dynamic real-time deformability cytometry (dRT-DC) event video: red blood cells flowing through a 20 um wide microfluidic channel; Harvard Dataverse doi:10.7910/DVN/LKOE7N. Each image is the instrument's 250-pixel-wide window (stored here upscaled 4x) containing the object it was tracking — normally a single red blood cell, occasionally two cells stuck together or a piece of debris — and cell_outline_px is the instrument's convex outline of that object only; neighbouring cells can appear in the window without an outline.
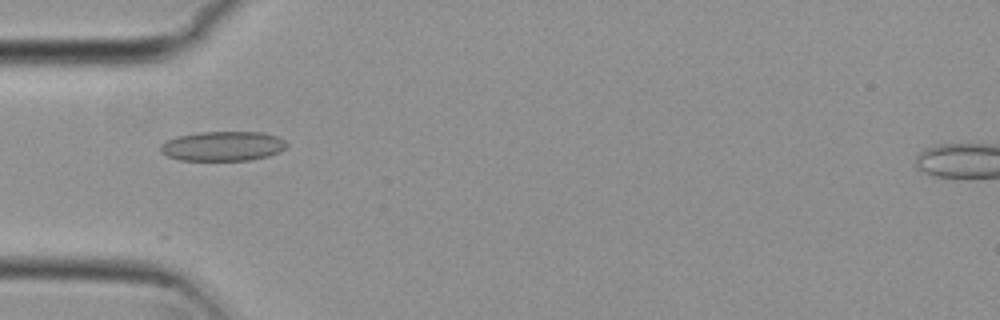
{"species": "common noctule bat (a hibernating species)", "species_latin": "Nyctalus noctula", "temperature_condition": "cold", "stored_images_in_passage": 9, "camera_frame_rate_fps": 3000, "um_per_image_px": 0.085, "animal": {"sex": "female", "body_mass_g": 29.2, "forearm_length_mm": 56.3}, "frame": {"image": 1, "passage_image": 4, "time_ms": 1.0, "image_size_px": [1000, 320], "cell_outline_px": [[288, 144], [280, 152], [268, 156], [248, 160], [180, 160], [168, 156], [160, 152], [160, 144], [176, 136], [200, 132], [264, 132], [276, 136], [284, 140]], "centroid_in_image_um": [18.93, 12.41], "position_along_channel_um": 66.1, "area_um2": 21.79}}
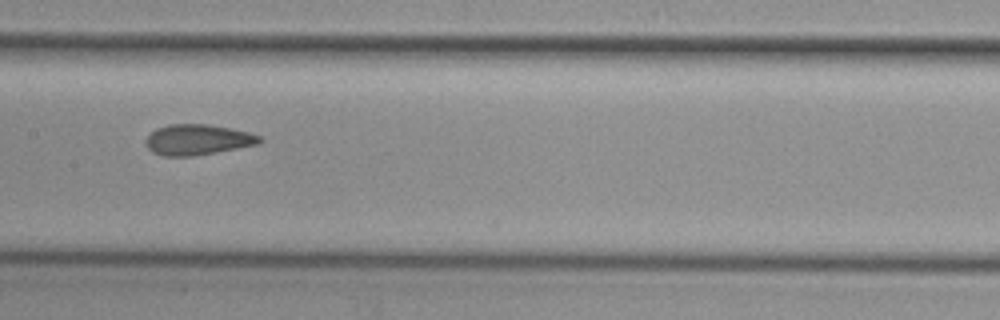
{"frame": {"image": 2, "passage_image": 7, "time_ms": 2.0, "image_size_px": [1000, 320], "cell_outline_px": [[264, 140], [260, 144], [216, 152], [192, 156], [164, 156], [152, 152], [148, 148], [144, 140], [156, 128], [168, 124], [208, 124], [248, 132], [260, 136]], "centroid_in_image_um": [16.8, 11.87], "position_along_channel_um": 190.6, "area_um2": 20.29}}
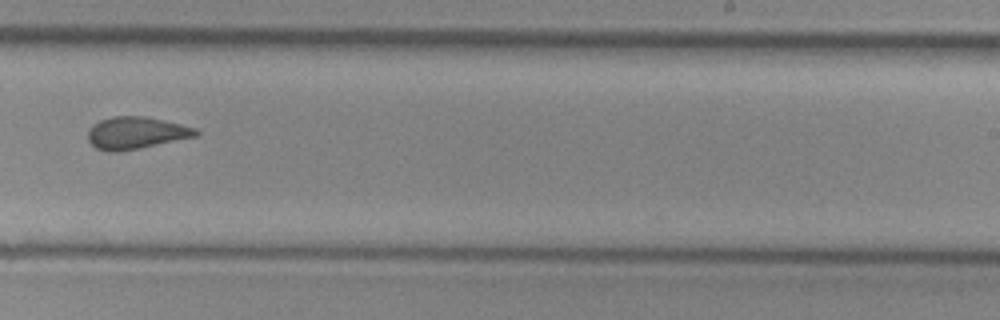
{"frame": {"image": 3, "passage_image": 9, "time_ms": 2.667, "image_size_px": [1000, 320], "cell_outline_px": [[200, 132], [196, 136], [140, 148], [116, 152], [108, 152], [96, 148], [88, 140], [88, 128], [92, 124], [100, 120], [112, 116], [144, 116], [180, 124], [196, 128]], "centroid_in_image_um": [11.52, 11.29], "position_along_channel_um": 277.5, "area_um2": 20.17}}